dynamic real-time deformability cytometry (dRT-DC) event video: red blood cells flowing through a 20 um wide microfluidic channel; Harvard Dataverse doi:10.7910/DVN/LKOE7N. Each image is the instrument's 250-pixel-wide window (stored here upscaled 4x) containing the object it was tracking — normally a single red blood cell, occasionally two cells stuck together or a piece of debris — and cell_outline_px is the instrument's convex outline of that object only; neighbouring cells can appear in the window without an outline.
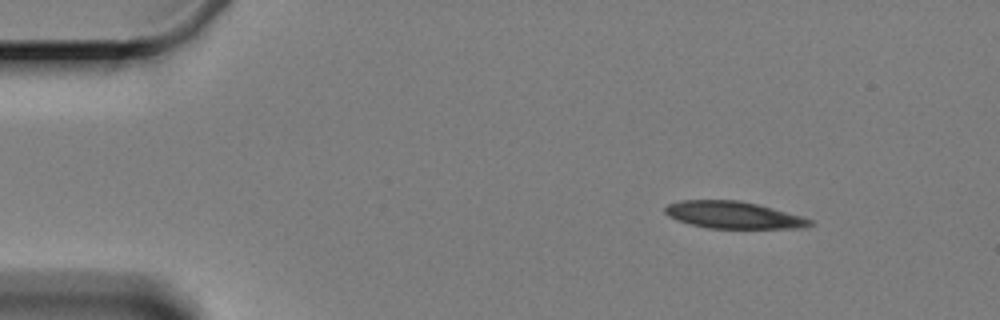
{"species": "Egyptian fruit bat (a non-hibernating species)", "species_latin": "Rousettus aegyptiacus", "temperature_condition": "cold", "stored_images_in_passage": 7, "camera_frame_rate_fps": 3000, "um_per_image_px": 0.085, "animal": {"sex": "female"}, "frame": {"image": 1, "passage_image": 1, "time_ms": 0.0, "image_size_px": [1000, 320], "cell_outline_px": [[816, 224], [804, 228], [708, 228], [676, 220], [668, 216], [664, 212], [664, 208], [668, 204], [680, 200], [740, 200], [756, 204], [800, 216], [812, 220]], "centroid_in_image_um": [62.31, 18.27], "position_along_channel_um": 22.7, "area_um2": 22.72}}
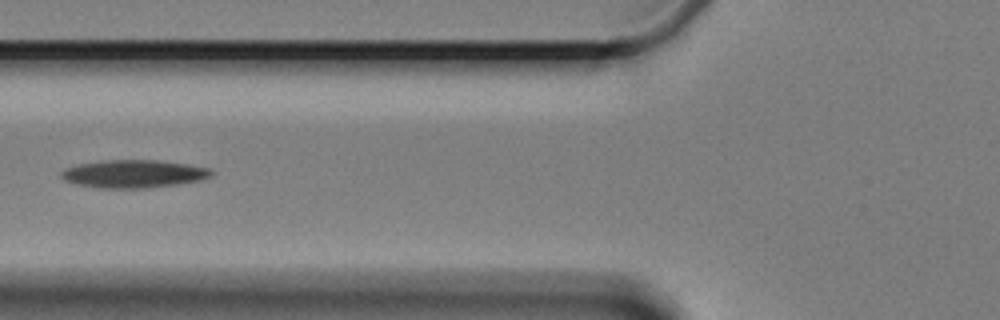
{"frame": {"image": 2, "passage_image": 5, "time_ms": 5.0, "image_size_px": [1000, 320], "cell_outline_px": [[212, 176], [200, 180], [176, 184], [144, 188], [100, 188], [76, 184], [64, 180], [60, 176], [60, 172], [68, 168], [80, 164], [104, 160], [156, 160], [188, 164], [212, 168]], "centroid_in_image_um": [11.38, 14.77], "position_along_channel_um": 114.4, "area_um2": 24.28}}
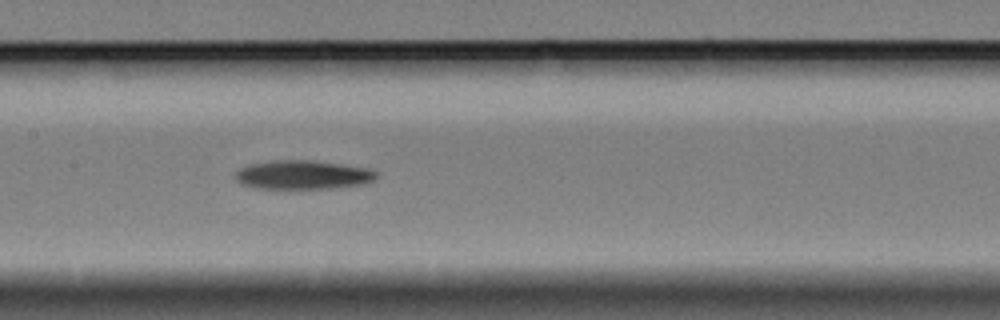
{"frame": {"image": 3, "passage_image": 7, "time_ms": 7.0, "image_size_px": [1000, 320], "cell_outline_px": [[376, 176], [372, 180], [364, 184], [328, 188], [256, 188], [240, 184], [236, 180], [236, 172], [240, 168], [248, 164], [276, 160], [304, 160], [336, 164], [364, 168], [376, 172]], "centroid_in_image_um": [25.65, 14.87], "position_along_channel_um": 181.8, "area_um2": 23.18}}